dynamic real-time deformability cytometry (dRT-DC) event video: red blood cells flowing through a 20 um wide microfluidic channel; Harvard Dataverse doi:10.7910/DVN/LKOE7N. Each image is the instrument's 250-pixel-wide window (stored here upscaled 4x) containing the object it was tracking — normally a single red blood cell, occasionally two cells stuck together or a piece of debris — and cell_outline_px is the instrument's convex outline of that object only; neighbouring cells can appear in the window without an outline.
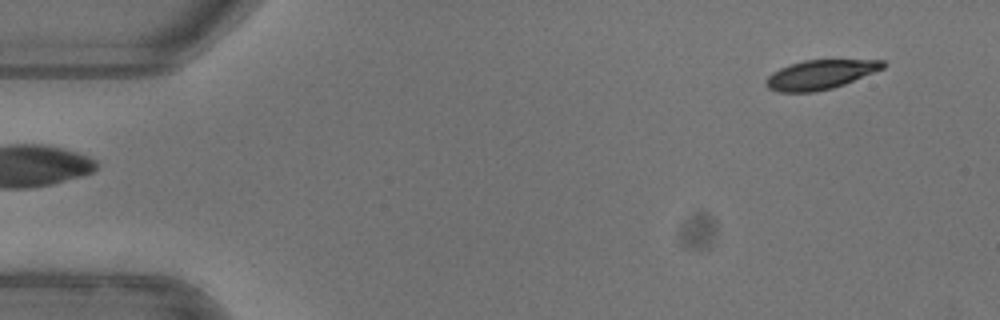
{"species": "common noctule bat (a hibernating species)", "species_latin": "Nyctalus noctula", "temperature_condition": "warm", "stored_images_in_passage": 49, "camera_frame_rate_fps": 3000, "um_per_image_px": 0.085, "animal": {"sex": "female"}, "frame": {"image": 1, "passage_image": 1, "time_ms": 0.0, "image_size_px": [1000, 320], "cell_outline_px": [[888, 64], [884, 68], [844, 84], [832, 88], [816, 92], [776, 92], [768, 88], [764, 84], [764, 80], [772, 72], [780, 68], [804, 60], [884, 60]], "centroid_in_image_um": [69.7, 6.35], "position_along_channel_um": 15.3, "area_um2": 20.0}}
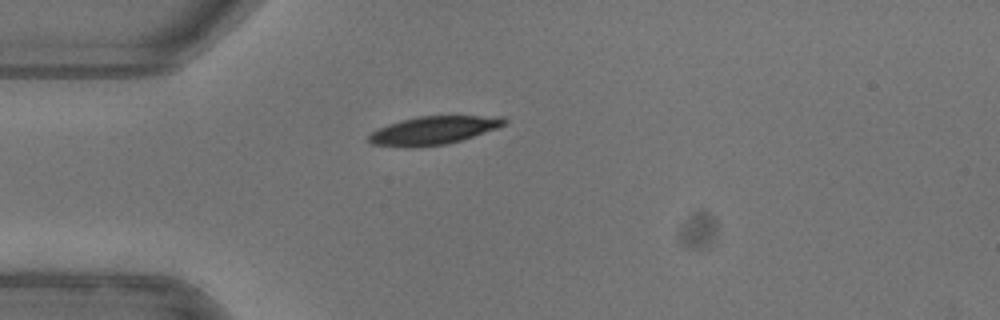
{"frame": {"image": 2, "passage_image": 11, "time_ms": 3.333, "image_size_px": [1000, 320], "cell_outline_px": [[508, 120], [504, 124], [496, 128], [460, 140], [444, 144], [404, 148], [372, 144], [368, 140], [368, 136], [372, 132], [388, 124], [400, 120], [420, 116], [504, 116]], "centroid_in_image_um": [36.81, 11.08], "position_along_channel_um": 48.2, "area_um2": 22.02}}
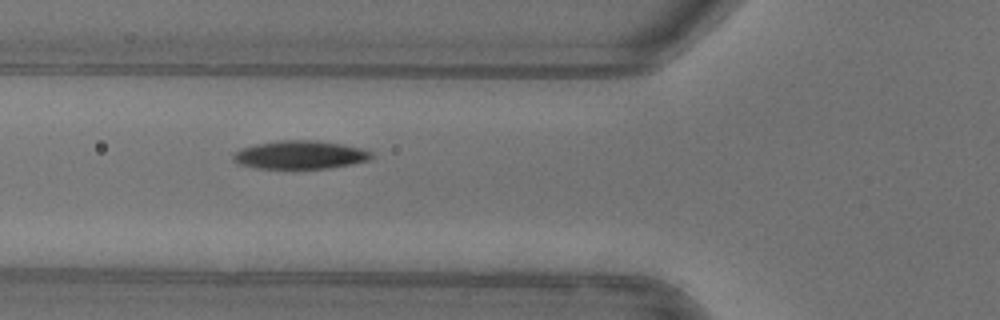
{"frame": {"image": 3, "passage_image": 16, "time_ms": 5.0, "image_size_px": [1000, 320], "cell_outline_px": [[372, 156], [368, 160], [352, 164], [328, 168], [256, 168], [240, 164], [232, 160], [232, 156], [240, 148], [256, 144], [276, 140], [316, 140], [340, 144], [360, 148], [372, 152]], "centroid_in_image_um": [25.47, 13.15], "position_along_channel_um": 100.3, "area_um2": 22.66}, "authors_computed_cell_mechanics": {"area_um2": 21.9062, "velocity_mm_per_s": 3.9498, "shape_relaxation_time_tau1_ms": 2.0063, "shape_relaxation_time_tau2_ms": null, "deformation_change_tau1": 0.1264, "deformation_change_tau2": null}}